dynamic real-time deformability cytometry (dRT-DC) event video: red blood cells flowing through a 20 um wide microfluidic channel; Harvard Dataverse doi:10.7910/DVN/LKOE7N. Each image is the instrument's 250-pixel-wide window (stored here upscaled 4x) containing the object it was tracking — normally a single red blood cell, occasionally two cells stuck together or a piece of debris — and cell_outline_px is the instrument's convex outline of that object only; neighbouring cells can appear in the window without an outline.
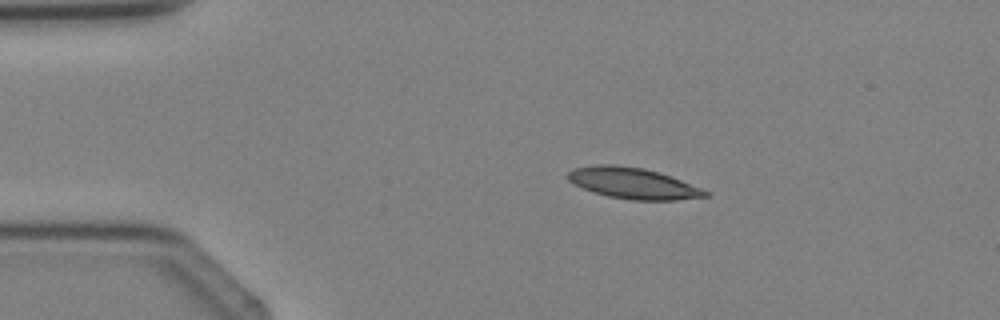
{"species": "Egyptian fruit bat (a non-hibernating species)", "species_latin": "Rousettus aegyptiacus", "temperature_condition": "cold", "stored_images_in_passage": 2, "camera_frame_rate_fps": 3000, "um_per_image_px": 0.085, "animal": {"sex": "female"}, "frame": {"image": 1, "passage_image": 1, "time_ms": 0.0, "image_size_px": [1000, 320], "cell_outline_px": [[712, 192], [708, 196], [676, 200], [632, 200], [608, 196], [584, 188], [568, 180], [568, 172], [576, 168], [596, 164], [616, 164], [644, 168], [660, 172]], "centroid_in_image_um": [53.86, 15.57], "position_along_channel_um": 31.1, "area_um2": 24.74}}